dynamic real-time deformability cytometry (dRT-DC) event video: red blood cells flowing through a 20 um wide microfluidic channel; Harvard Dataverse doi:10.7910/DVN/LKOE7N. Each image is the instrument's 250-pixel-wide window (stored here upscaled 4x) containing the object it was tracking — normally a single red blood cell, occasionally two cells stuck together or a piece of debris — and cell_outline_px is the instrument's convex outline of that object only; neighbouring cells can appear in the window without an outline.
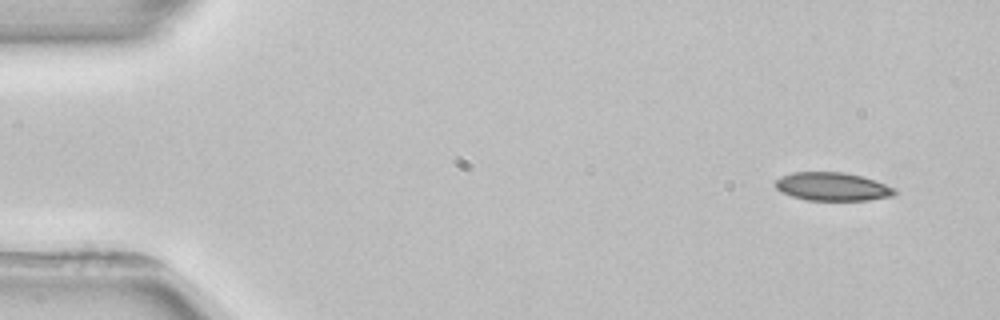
{"species": "common noctule bat (a hibernating species)", "species_latin": "Nyctalus noctula", "temperature_condition": "room temperature", "stored_images_in_passage": 3, "camera_frame_rate_fps": 3000, "um_per_image_px": 0.085, "animal": {"sex": "female", "body_mass_g": 22.7, "forearm_length_mm": 54.2}, "frame": {"image": 1, "passage_image": 1, "time_ms": 0.0, "image_size_px": [1000, 320], "cell_outline_px": [[900, 192], [892, 196], [868, 200], [808, 200], [792, 196], [780, 192], [776, 188], [776, 180], [780, 176], [792, 172], [844, 172], [860, 176], [896, 188]], "centroid_in_image_um": [70.75, 15.86], "position_along_channel_um": 14.2, "area_um2": 19.65}}
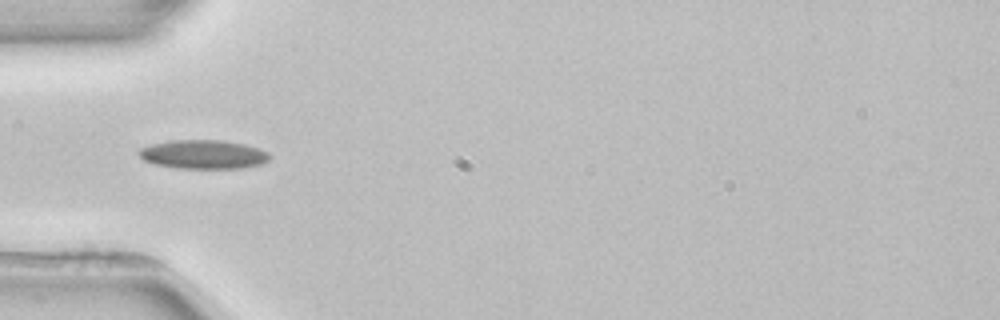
{"frame": {"image": 2, "passage_image": 3, "time_ms": 4.333, "image_size_px": [1000, 320], "cell_outline_px": [[272, 156], [264, 164], [240, 168], [176, 168], [156, 164], [144, 160], [140, 156], [140, 148], [152, 144], [172, 140], [224, 140], [244, 144], [260, 148], [268, 152]], "centroid_in_image_um": [17.35, 13.12], "position_along_channel_um": 67.7, "area_um2": 22.02}}